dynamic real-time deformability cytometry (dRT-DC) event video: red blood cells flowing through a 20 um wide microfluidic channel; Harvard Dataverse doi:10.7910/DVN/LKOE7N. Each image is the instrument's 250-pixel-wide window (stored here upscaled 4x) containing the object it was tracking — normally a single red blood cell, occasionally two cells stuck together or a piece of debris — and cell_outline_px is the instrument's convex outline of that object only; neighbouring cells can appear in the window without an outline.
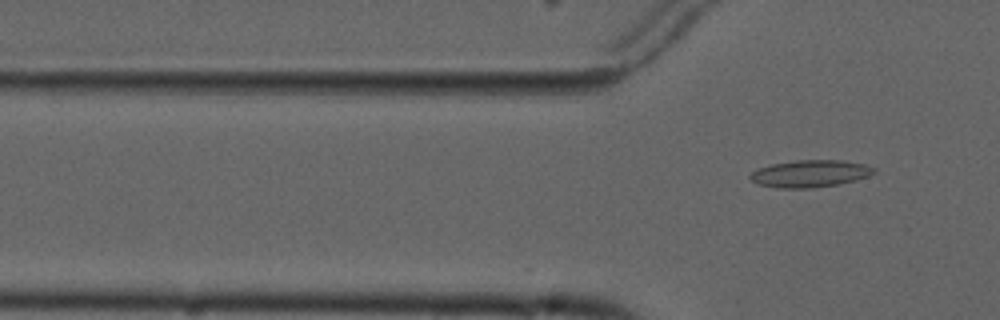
{"species": "common noctule bat (a hibernating species)", "species_latin": "Nyctalus noctula", "temperature_condition": "cold", "stored_images_in_passage": 6, "camera_frame_rate_fps": 3000, "um_per_image_px": 0.085, "animal": {"sex": "male", "forearm_length_mm": 52.5}, "frame": {"image": 1, "passage_image": 6, "time_ms": 7.0, "image_size_px": [1000, 320], "cell_outline_px": [[876, 172], [868, 176], [840, 184], [812, 188], [780, 188], [760, 184], [752, 180], [748, 176], [756, 168], [772, 164], [796, 160], [844, 160], [864, 164], [876, 168]], "centroid_in_image_um": [68.87, 14.75], "position_along_channel_um": 56.9, "area_um2": 19.59}}